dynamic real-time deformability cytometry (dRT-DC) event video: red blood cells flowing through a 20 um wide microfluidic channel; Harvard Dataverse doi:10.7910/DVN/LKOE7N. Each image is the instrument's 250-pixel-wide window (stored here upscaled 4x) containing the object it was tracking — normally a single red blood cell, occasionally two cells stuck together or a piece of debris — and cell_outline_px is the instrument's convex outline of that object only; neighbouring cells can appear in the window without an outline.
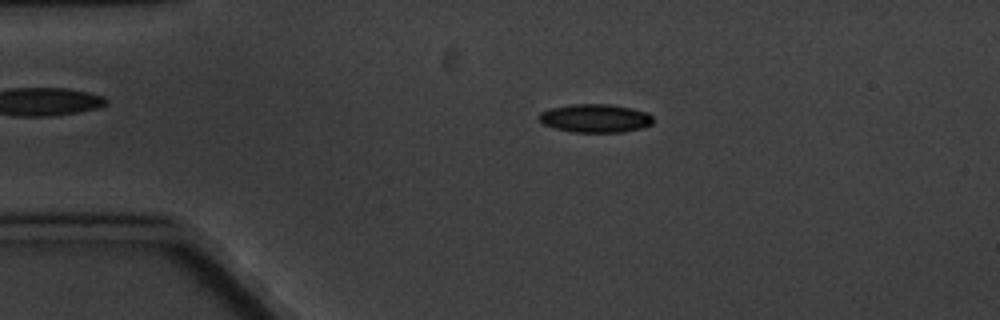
{"species": "common noctule bat (a hibernating species)", "species_latin": "Nyctalus noctula", "temperature_condition": "cold", "stored_images_in_passage": 7, "camera_frame_rate_fps": 3000, "um_per_image_px": 0.085, "animal": {"sex": "male", "body_mass_g": 20.1, "forearm_length_mm": 53.5}, "frame": {"image": 1, "passage_image": 3, "time_ms": 2.333, "image_size_px": [1000, 320], "cell_outline_px": [[652, 124], [640, 128], [620, 132], [572, 132], [556, 128], [544, 124], [536, 116], [540, 112], [548, 108], [572, 104], [608, 104], [632, 108], [648, 112], [652, 116]], "centroid_in_image_um": [50.57, 10.04], "position_along_channel_um": 34.4, "area_um2": 18.9}}
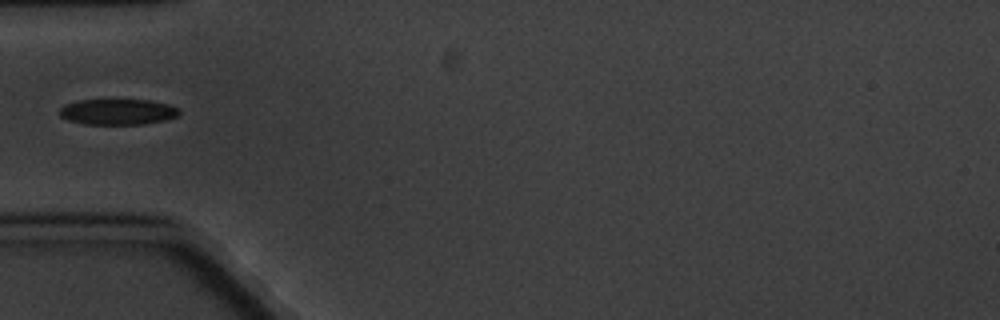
{"frame": {"image": 2, "passage_image": 5, "time_ms": 4.667, "image_size_px": [1000, 320], "cell_outline_px": [[180, 116], [164, 120], [144, 124], [84, 124], [68, 120], [60, 116], [60, 108], [64, 104], [80, 100], [152, 100], [168, 104], [180, 108]], "centroid_in_image_um": [10.04, 9.5], "position_along_channel_um": 75.0, "area_um2": 18.09}}